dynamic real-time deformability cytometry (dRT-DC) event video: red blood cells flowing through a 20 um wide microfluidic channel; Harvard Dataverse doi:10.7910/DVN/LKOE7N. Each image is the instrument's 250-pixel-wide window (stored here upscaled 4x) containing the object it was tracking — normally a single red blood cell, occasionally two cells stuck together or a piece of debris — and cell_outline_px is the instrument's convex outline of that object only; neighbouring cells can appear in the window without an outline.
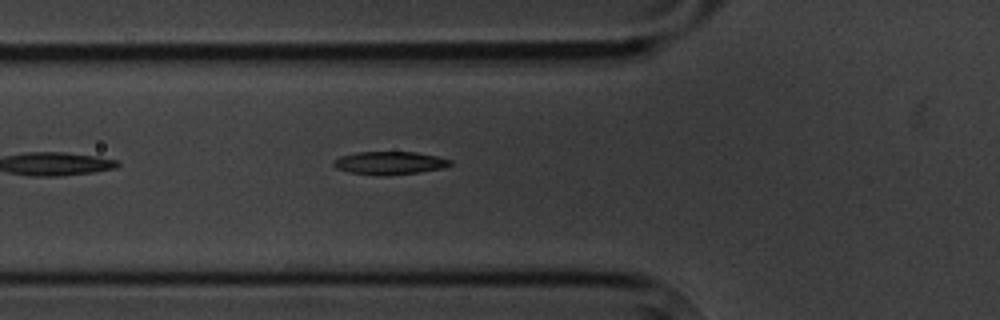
{"species": "common noctule bat (a hibernating species)", "species_latin": "Nyctalus noctula", "temperature_condition": "cold", "stored_images_in_passage": 4, "segment_of_instrument_passage": [2, 2], "camera_frame_rate_fps": 3000, "um_per_image_px": 0.085, "animal": {"sex": "male", "body_mass_g": 20.1, "forearm_length_mm": 53.5}, "frame": {"image": 1, "passage_image": 4, "time_ms": 3.667, "image_size_px": [1000, 320], "cell_outline_px": [[452, 164], [444, 168], [420, 172], [348, 172], [336, 168], [332, 164], [332, 160], [340, 156], [356, 152], [416, 152], [436, 156], [452, 160]], "centroid_in_image_um": [33.13, 13.79], "position_along_channel_um": 92.7, "area_um2": 14.74}}